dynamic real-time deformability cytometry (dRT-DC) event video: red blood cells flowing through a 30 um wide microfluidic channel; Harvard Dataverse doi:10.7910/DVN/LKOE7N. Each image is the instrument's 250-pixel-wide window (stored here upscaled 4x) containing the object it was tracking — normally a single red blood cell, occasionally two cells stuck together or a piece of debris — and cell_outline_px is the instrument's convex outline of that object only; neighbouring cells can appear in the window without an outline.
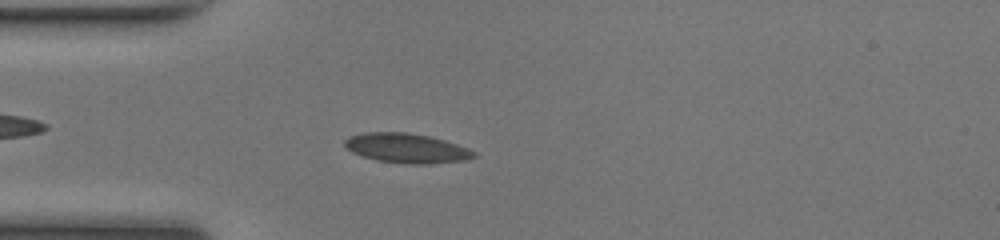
{"species": "common noctule bat (a hibernating species)", "species_latin": "Nyctalus noctula", "temperature_condition": "room temperature", "stored_images_in_passage": 48, "camera_frame_rate_fps": 3000, "um_per_image_px": 0.085, "animal": {"sex": "female", "body_mass_g": 17.0, "forearm_length_mm": 48.0}, "frame": {"image": 1, "passage_image": 13, "time_ms": 4.0, "image_size_px": [1000, 240], "cell_outline_px": [[476, 156], [464, 160], [432, 164], [408, 164], [376, 160], [352, 152], [344, 148], [344, 140], [348, 136], [364, 132], [408, 132], [428, 136], [444, 140], [468, 148], [476, 152]], "centroid_in_image_um": [34.53, 12.59], "position_along_channel_um": 50.5, "area_um2": 22.37}}
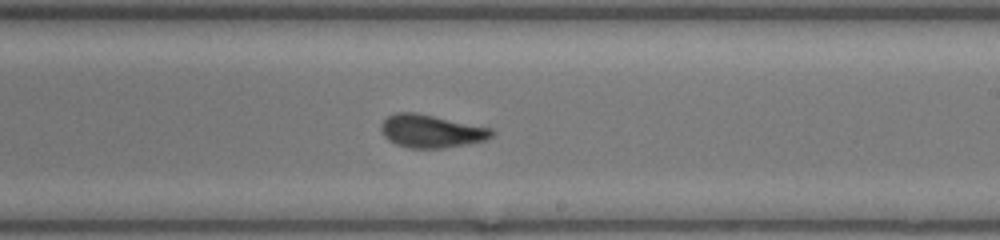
{"frame": {"image": 2, "passage_image": 28, "time_ms": 9.0, "image_size_px": [1000, 240], "cell_outline_px": [[496, 132], [492, 136], [484, 140], [464, 144], [440, 148], [408, 148], [396, 144], [388, 140], [384, 136], [380, 128], [380, 124], [388, 116], [396, 112], [416, 112], [492, 128]], "centroid_in_image_um": [36.63, 11.14], "position_along_channel_um": 252.4, "area_um2": 21.21}}
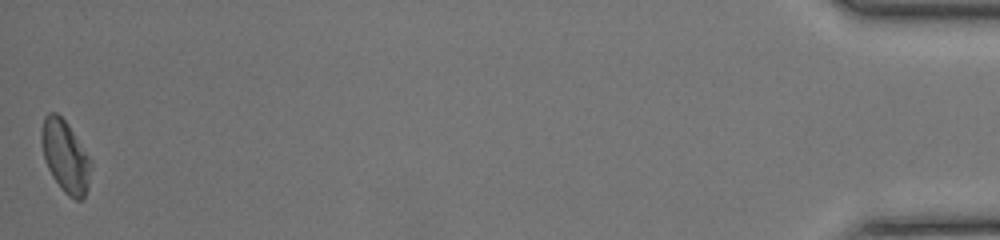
{"frame": {"image": 3, "passage_image": 48, "time_ms": 15.667, "image_size_px": [1000, 240], "cell_outline_px": [[92, 164], [88, 188], [84, 196], [80, 200], [76, 200], [68, 196], [60, 188], [52, 176], [44, 160], [40, 140], [40, 132], [44, 116], [48, 112], [56, 112], [68, 124], [92, 160]], "centroid_in_image_um": [5.54, 13.29], "position_along_channel_um": 429.7, "area_um2": 21.04}, "authors_computed_cell_mechanics": {"area_um2": 21.0681, "velocity_mm_per_s": 4.2186, "shape_relaxation_time_tau1_ms": 4.9378, "shape_relaxation_time_tau2_ms": 0.8952, "deformation_change_tau1": 0.1388, "deformation_change_tau2": 0.0454}}